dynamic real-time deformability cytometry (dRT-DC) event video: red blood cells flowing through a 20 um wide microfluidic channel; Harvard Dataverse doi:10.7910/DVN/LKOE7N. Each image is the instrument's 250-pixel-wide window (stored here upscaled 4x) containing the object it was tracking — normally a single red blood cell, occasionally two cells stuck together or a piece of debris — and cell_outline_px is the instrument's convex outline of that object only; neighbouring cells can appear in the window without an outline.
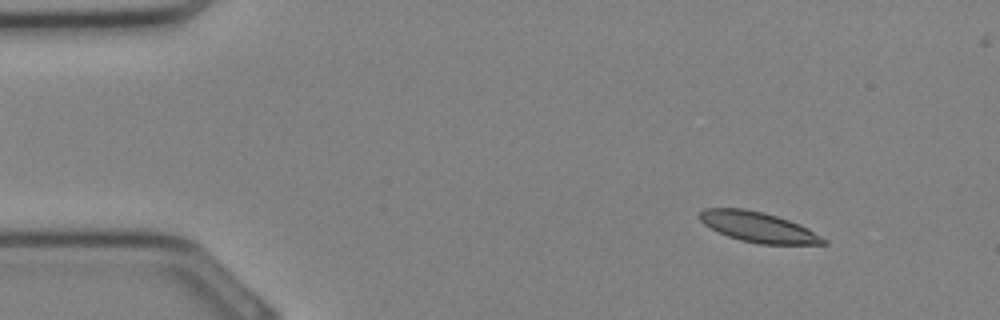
{"species": "Egyptian fruit bat (a non-hibernating species)", "species_latin": "Rousettus aegyptiacus", "temperature_condition": "cold", "stored_images_in_passage": 32, "camera_frame_rate_fps": 3000, "um_per_image_px": 0.085, "animal": {"sex": "female"}, "frame": {"image": 1, "passage_image": 2, "time_ms": 0.333, "image_size_px": [1000, 320], "cell_outline_px": [[828, 244], [760, 244], [740, 240], [728, 236], [704, 224], [700, 220], [700, 212], [704, 208], [744, 208], [764, 212], [800, 224], [808, 228], [828, 240]], "centroid_in_image_um": [64.48, 19.3], "position_along_channel_um": 20.5, "area_um2": 21.68}}
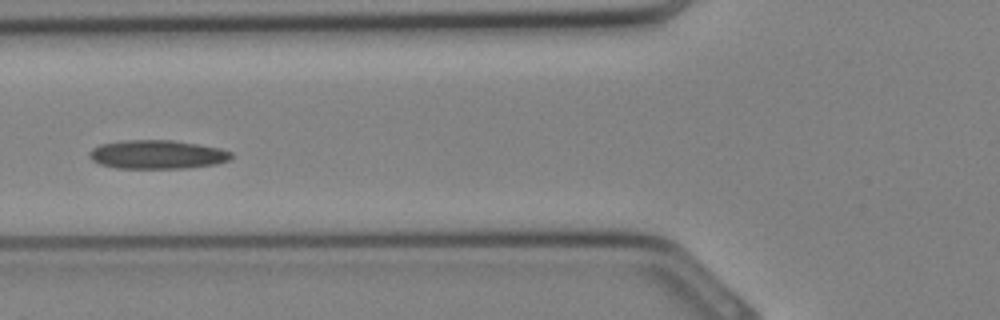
{"frame": {"image": 2, "passage_image": 11, "time_ms": 3.333, "image_size_px": [1000, 320], "cell_outline_px": [[232, 156], [228, 160], [216, 164], [188, 168], [116, 168], [100, 164], [92, 160], [88, 156], [88, 152], [92, 148], [100, 144], [124, 140], [172, 140], [200, 144], [220, 148], [232, 152]], "centroid_in_image_um": [13.35, 13.13], "position_along_channel_um": 112.4, "area_um2": 23.93}}
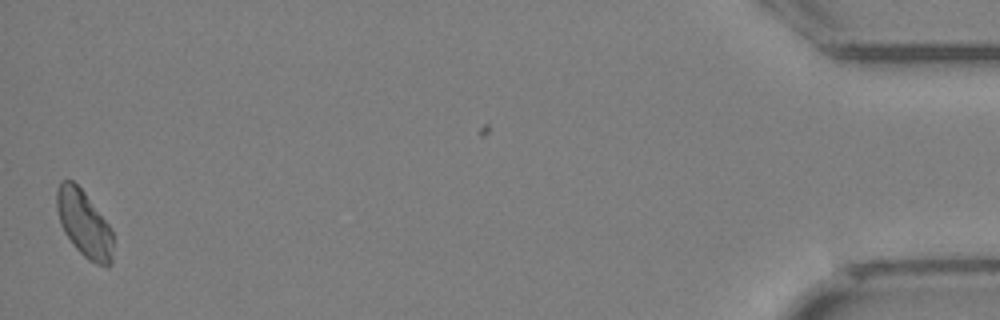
{"frame": {"image": 3, "passage_image": 31, "time_ms": 10.0, "image_size_px": [1000, 320], "cell_outline_px": [[112, 264], [108, 268], [96, 264], [88, 260], [72, 244], [64, 232], [60, 224], [56, 208], [56, 192], [60, 180], [72, 180], [84, 192], [112, 228]], "centroid_in_image_um": [7.14, 19.04], "position_along_channel_um": 428.1, "area_um2": 22.02}}